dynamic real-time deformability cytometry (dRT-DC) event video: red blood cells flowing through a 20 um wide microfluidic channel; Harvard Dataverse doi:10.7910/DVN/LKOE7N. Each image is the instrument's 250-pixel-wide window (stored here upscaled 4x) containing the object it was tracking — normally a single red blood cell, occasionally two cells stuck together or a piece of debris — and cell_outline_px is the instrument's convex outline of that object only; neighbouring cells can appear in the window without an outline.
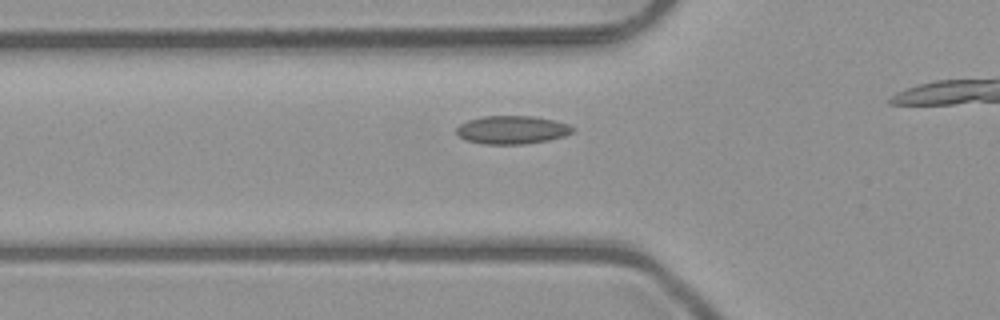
{"species": "common noctule bat (a hibernating species)", "species_latin": "Nyctalus noctula", "temperature_condition": "room temperature", "stored_images_in_passage": 8, "camera_frame_rate_fps": 3000, "um_per_image_px": 0.085, "animal": {"sex": "male", "body_mass_g": 23.1, "forearm_length_mm": 52.7}, "frame": {"image": 1, "passage_image": 3, "time_ms": 0.667, "image_size_px": [1000, 320], "cell_outline_px": [[576, 128], [572, 132], [564, 136], [548, 140], [524, 144], [484, 144], [464, 140], [456, 132], [456, 128], [460, 124], [468, 120], [484, 116], [532, 116], [556, 120], [568, 124]], "centroid_in_image_um": [43.53, 11.03], "position_along_channel_um": 82.3, "area_um2": 19.19}}
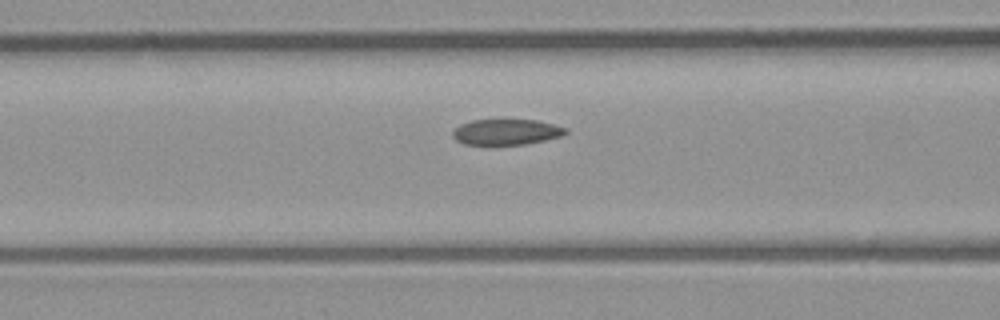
{"frame": {"image": 2, "passage_image": 6, "time_ms": 1.667, "image_size_px": [1000, 320], "cell_outline_px": [[568, 132], [560, 136], [544, 140], [524, 144], [496, 148], [488, 148], [464, 144], [456, 140], [452, 136], [452, 132], [460, 124], [472, 120], [500, 116], [504, 116], [536, 120], [568, 128]], "centroid_in_image_um": [42.95, 11.21], "position_along_channel_um": 123.6, "area_um2": 18.67}}